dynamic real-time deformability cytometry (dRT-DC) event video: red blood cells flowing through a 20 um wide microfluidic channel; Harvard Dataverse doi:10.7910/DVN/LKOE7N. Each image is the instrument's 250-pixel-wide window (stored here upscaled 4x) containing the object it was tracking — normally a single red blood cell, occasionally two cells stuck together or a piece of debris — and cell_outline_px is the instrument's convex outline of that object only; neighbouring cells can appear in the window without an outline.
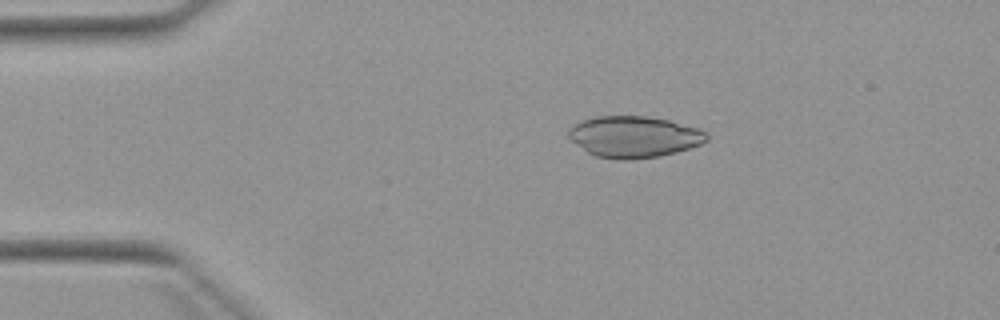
{"species": "Egyptian fruit bat (a non-hibernating species)", "species_latin": "Rousettus aegyptiacus", "temperature_condition": "warm", "stored_images_in_passage": 4, "camera_frame_rate_fps": 3000, "um_per_image_px": 0.085, "animal": {"sex": "female"}, "frame": {"image": 1, "passage_image": 2, "time_ms": 2.0, "image_size_px": [1000, 320], "cell_outline_px": [[708, 140], [700, 144], [676, 152], [660, 156], [628, 160], [616, 160], [596, 156], [588, 152], [576, 144], [568, 136], [568, 128], [572, 124], [596, 116], [648, 116], [668, 120], [700, 128], [708, 132]], "centroid_in_image_um": [53.9, 11.62], "position_along_channel_um": 31.1, "area_um2": 33.47}}